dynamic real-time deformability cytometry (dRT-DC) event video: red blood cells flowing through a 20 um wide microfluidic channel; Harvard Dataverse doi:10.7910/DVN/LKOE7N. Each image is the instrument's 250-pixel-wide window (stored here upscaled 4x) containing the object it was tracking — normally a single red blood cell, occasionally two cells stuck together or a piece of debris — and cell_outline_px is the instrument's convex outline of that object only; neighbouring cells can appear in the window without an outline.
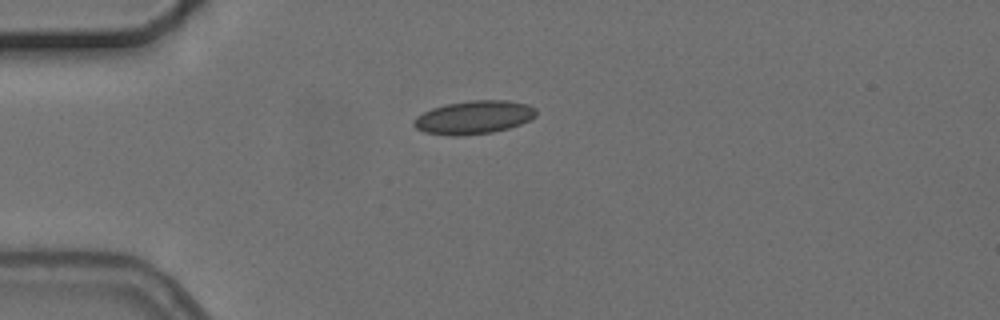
{"species": "common noctule bat (a hibernating species)", "species_latin": "Nyctalus noctula", "temperature_condition": "cold", "stored_images_in_passage": 3, "camera_frame_rate_fps": 3000, "um_per_image_px": 0.085, "animal": {"sex": "female", "body_mass_g": 24.6, "forearm_length_mm": 56.2}, "frame": {"image": 1, "passage_image": 1, "time_ms": 0.0, "image_size_px": [1000, 320], "cell_outline_px": [[536, 116], [520, 124], [508, 128], [492, 132], [464, 136], [448, 136], [424, 132], [416, 128], [412, 124], [412, 120], [416, 116], [432, 108], [448, 104], [472, 100], [508, 100], [528, 104], [536, 108]], "centroid_in_image_um": [40.26, 9.98], "position_along_channel_um": 44.7, "area_um2": 23.87}}
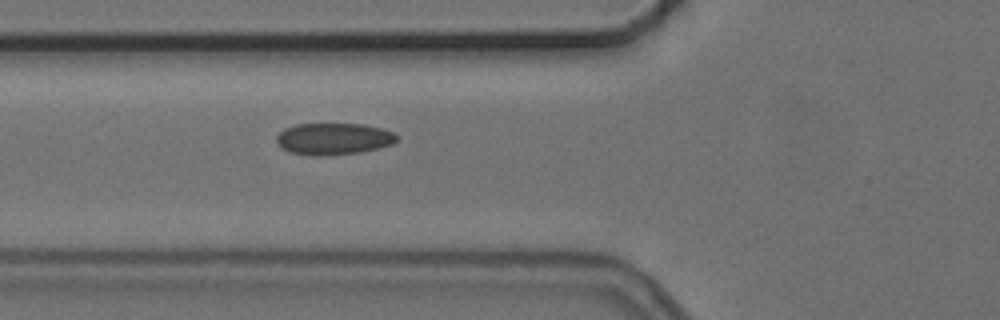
{"frame": {"image": 2, "passage_image": 3, "time_ms": 2.0, "image_size_px": [1000, 320], "cell_outline_px": [[396, 140], [392, 144], [360, 152], [316, 156], [312, 156], [292, 152], [284, 148], [276, 140], [276, 136], [284, 128], [296, 124], [364, 124], [380, 128], [392, 132], [396, 136]], "centroid_in_image_um": [28.33, 11.79], "position_along_channel_um": 97.5, "area_um2": 21.85}}